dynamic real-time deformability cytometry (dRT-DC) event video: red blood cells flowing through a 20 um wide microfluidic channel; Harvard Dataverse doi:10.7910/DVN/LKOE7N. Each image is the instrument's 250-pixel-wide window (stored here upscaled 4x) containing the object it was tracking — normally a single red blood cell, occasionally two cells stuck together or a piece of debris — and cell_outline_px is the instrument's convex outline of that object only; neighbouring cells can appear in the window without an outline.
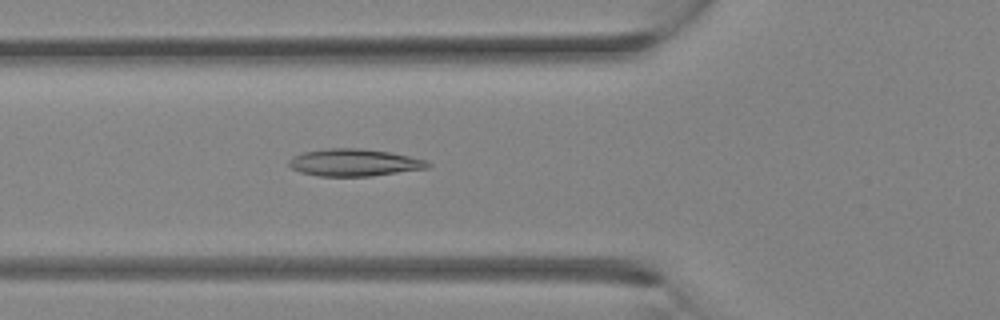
{"species": "Egyptian fruit bat (a non-hibernating species)", "species_latin": "Rousettus aegyptiacus", "temperature_condition": "room temperature", "stored_images_in_passage": 17, "camera_frame_rate_fps": 3000, "um_per_image_px": 0.085, "animal": {"sex": "female"}, "frame": {"image": 1, "passage_image": 9, "time_ms": 2.667, "image_size_px": [1000, 320], "cell_outline_px": [[432, 164], [428, 168], [372, 176], [320, 176], [300, 172], [292, 168], [288, 164], [288, 160], [292, 156], [304, 152], [328, 148], [360, 148], [388, 152], [408, 156], [424, 160]], "centroid_in_image_um": [30.08, 13.82], "position_along_channel_um": 95.7, "area_um2": 21.91}}
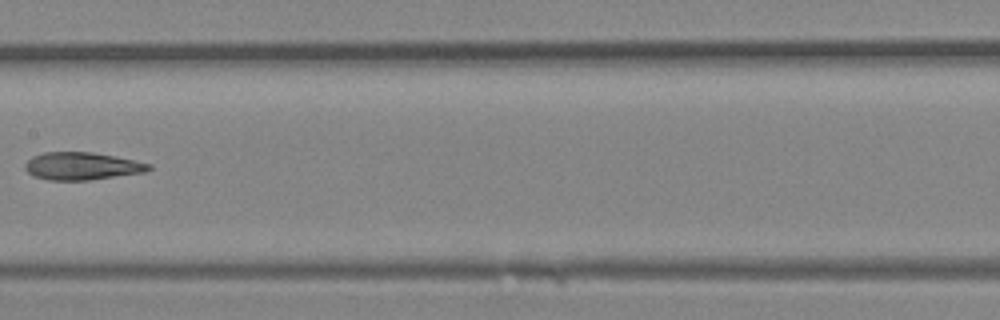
{"frame": {"image": 2, "passage_image": 14, "time_ms": 4.333, "image_size_px": [1000, 320], "cell_outline_px": [[152, 168], [148, 172], [88, 180], [48, 180], [32, 176], [24, 168], [24, 164], [32, 156], [44, 152], [92, 152], [152, 164]], "centroid_in_image_um": [6.95, 14.12], "position_along_channel_um": 200.5, "area_um2": 19.94}}
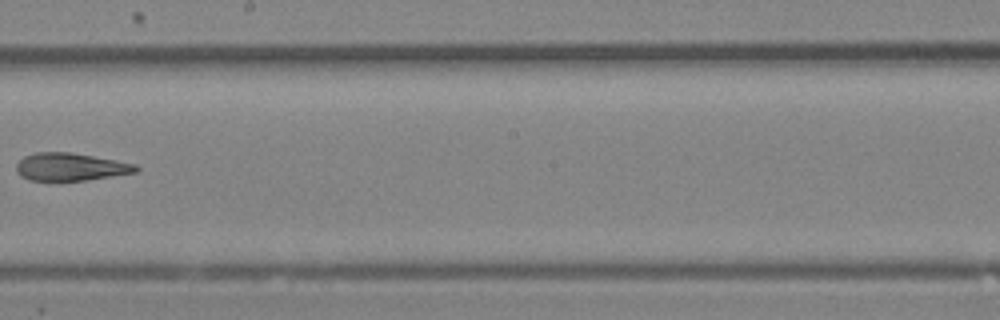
{"frame": {"image": 3, "passage_image": 16, "time_ms": 5.0, "image_size_px": [1000, 320], "cell_outline_px": [[140, 168], [136, 172], [112, 176], [84, 180], [28, 180], [20, 176], [16, 172], [16, 164], [24, 156], [36, 152], [72, 152], [116, 160], [136, 164]], "centroid_in_image_um": [5.98, 14.17], "position_along_channel_um": 242.2, "area_um2": 19.31}}